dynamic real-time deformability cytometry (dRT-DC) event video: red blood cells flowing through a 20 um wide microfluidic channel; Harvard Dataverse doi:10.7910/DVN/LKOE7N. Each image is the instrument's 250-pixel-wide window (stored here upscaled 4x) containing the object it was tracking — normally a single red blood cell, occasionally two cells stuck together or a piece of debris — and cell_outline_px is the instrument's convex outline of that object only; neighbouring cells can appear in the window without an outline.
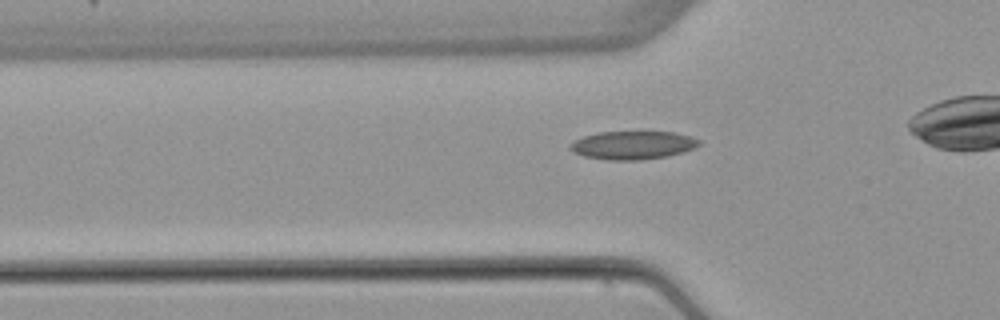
{"species": "common noctule bat (a hibernating species)", "species_latin": "Nyctalus noctula", "temperature_condition": "warm", "stored_images_in_passage": 33, "camera_frame_rate_fps": 3000, "um_per_image_px": 0.085, "animal": {"sex": "female", "body_mass_g": 22.7, "forearm_length_mm": 54.2}, "frame": {"image": 1, "passage_image": 8, "time_ms": 2.333, "image_size_px": [1000, 320], "cell_outline_px": [[700, 144], [696, 148], [684, 152], [668, 156], [640, 160], [608, 160], [584, 156], [572, 152], [568, 148], [568, 144], [584, 136], [600, 132], [676, 132], [700, 140]], "centroid_in_image_um": [53.78, 12.35], "position_along_channel_um": 72.0, "area_um2": 21.33}}
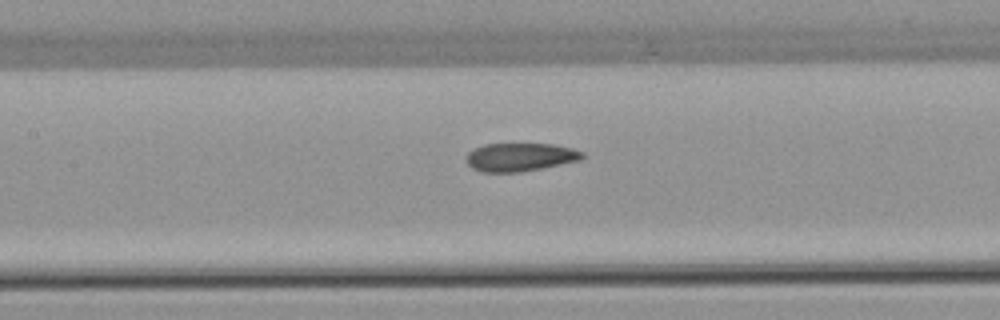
{"frame": {"image": 2, "passage_image": 15, "time_ms": 4.667, "image_size_px": [1000, 320], "cell_outline_px": [[584, 156], [580, 160], [520, 172], [480, 172], [472, 168], [464, 160], [468, 152], [484, 144], [552, 144], [572, 148], [584, 152]], "centroid_in_image_um": [44.17, 13.35], "position_along_channel_um": 163.2, "area_um2": 19.07}}
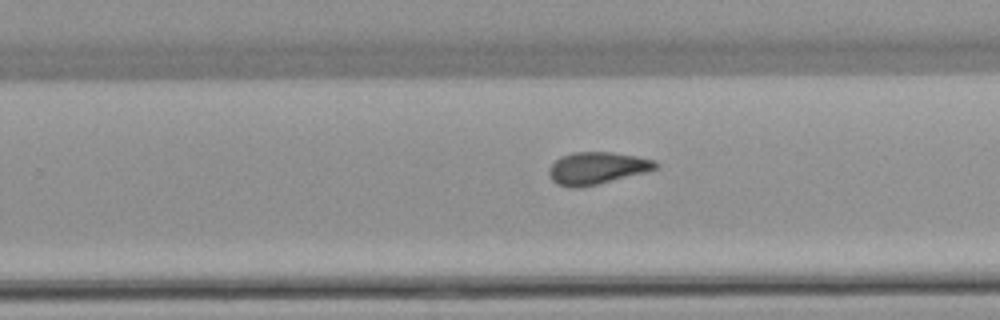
{"frame": {"image": 3, "passage_image": 24, "time_ms": 7.667, "image_size_px": [1000, 320], "cell_outline_px": [[660, 164], [656, 168], [644, 172], [580, 188], [568, 188], [556, 184], [552, 180], [548, 172], [548, 168], [560, 156], [572, 152], [612, 152], [636, 156], [656, 160]], "centroid_in_image_um": [50.7, 14.29], "position_along_channel_um": 279.1, "area_um2": 20.0}}